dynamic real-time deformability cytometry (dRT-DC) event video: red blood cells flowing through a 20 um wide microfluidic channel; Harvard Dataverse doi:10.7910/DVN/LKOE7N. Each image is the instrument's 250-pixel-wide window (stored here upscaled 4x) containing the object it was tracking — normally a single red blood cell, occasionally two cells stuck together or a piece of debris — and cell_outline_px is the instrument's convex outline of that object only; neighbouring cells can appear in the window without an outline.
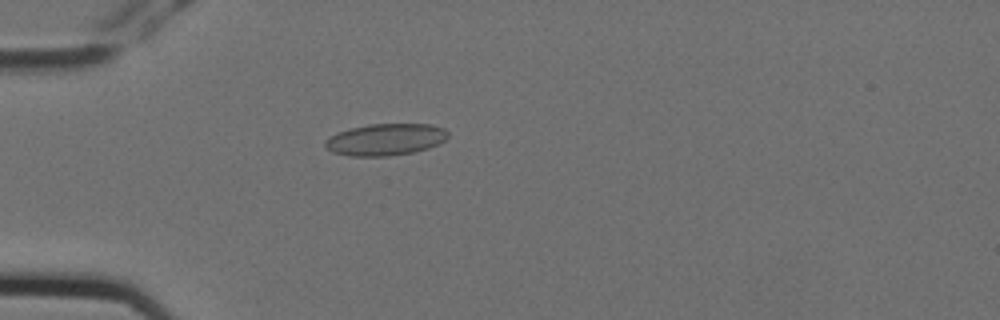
{"species": "Egyptian fruit bat (a non-hibernating species)", "species_latin": "Rousettus aegyptiacus", "temperature_condition": "cold", "stored_images_in_passage": 2, "camera_frame_rate_fps": 3000, "um_per_image_px": 0.085, "animal": {"sex": "female"}, "frame": {"image": 1, "passage_image": 1, "time_ms": 0.0, "image_size_px": [1000, 320], "cell_outline_px": [[448, 136], [444, 140], [428, 148], [412, 152], [388, 156], [348, 156], [332, 152], [324, 144], [324, 140], [340, 132], [352, 128], [368, 124], [432, 124], [444, 128], [448, 132]], "centroid_in_image_um": [32.77, 11.86], "position_along_channel_um": 52.2, "area_um2": 22.54}}